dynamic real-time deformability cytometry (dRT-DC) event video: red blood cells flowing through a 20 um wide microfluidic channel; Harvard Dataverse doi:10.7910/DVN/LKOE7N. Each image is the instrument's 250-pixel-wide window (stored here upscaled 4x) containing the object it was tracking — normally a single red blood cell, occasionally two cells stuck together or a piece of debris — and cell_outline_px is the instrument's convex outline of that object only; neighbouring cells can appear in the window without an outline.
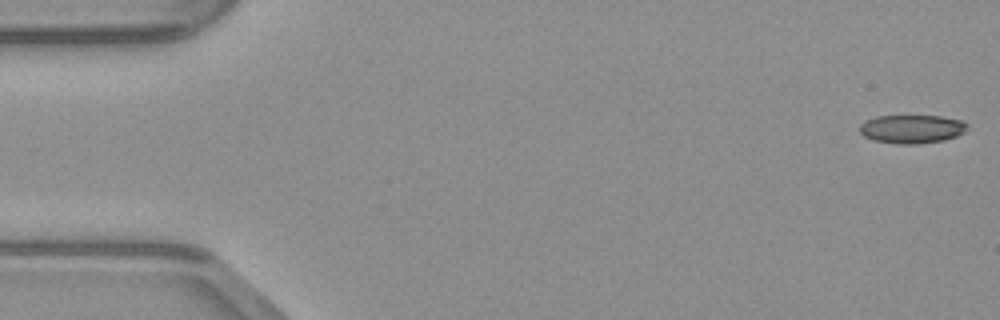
{"species": "common noctule bat (a hibernating species)", "species_latin": "Nyctalus noctula", "temperature_condition": "warm", "stored_images_in_passage": 48, "camera_frame_rate_fps": 3000, "um_per_image_px": 0.085, "animal": {"sex": "male", "body_mass_g": 23.1, "forearm_length_mm": 52.7}, "frame": {"image": 1, "passage_image": 1, "time_ms": 0.0, "image_size_px": [1000, 320], "cell_outline_px": [[968, 124], [964, 132], [956, 136], [944, 140], [916, 144], [896, 144], [872, 140], [864, 136], [860, 132], [860, 124], [864, 120], [876, 116], [940, 116], [964, 120]], "centroid_in_image_um": [77.49, 10.96], "position_along_channel_um": 7.5, "area_um2": 18.03}}
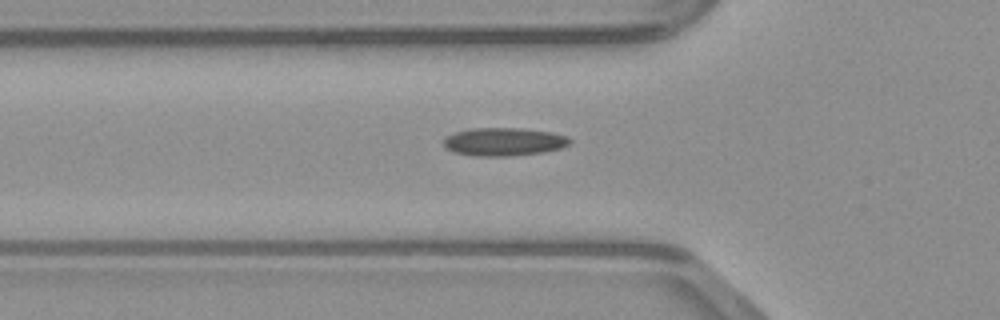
{"frame": {"image": 2, "passage_image": 16, "time_ms": 5.0, "image_size_px": [1000, 320], "cell_outline_px": [[572, 140], [568, 144], [560, 148], [544, 152], [508, 156], [476, 156], [456, 152], [448, 148], [444, 144], [444, 136], [456, 132], [472, 128], [520, 128], [552, 132], [568, 136]], "centroid_in_image_um": [42.85, 12.04], "position_along_channel_um": 82.9, "area_um2": 20.58}}
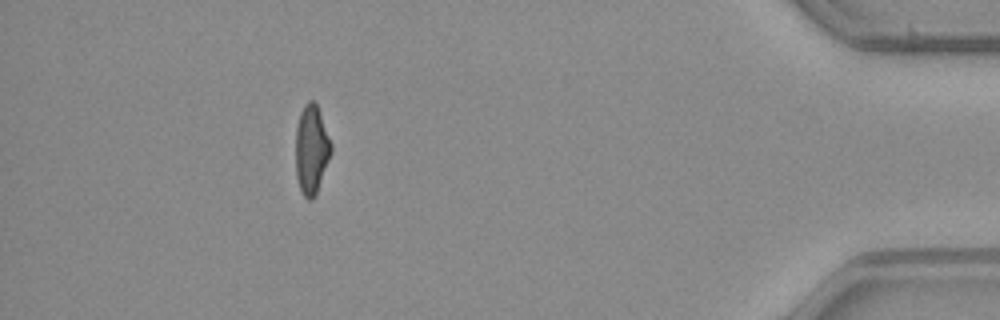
{"frame": {"image": 3, "passage_image": 43, "time_ms": 14.0, "image_size_px": [1000, 320], "cell_outline_px": [[332, 152], [316, 196], [312, 200], [308, 200], [304, 196], [300, 188], [296, 176], [296, 128], [300, 112], [304, 104], [308, 100], [312, 100], [316, 104], [332, 144]], "centroid_in_image_um": [26.48, 12.74], "position_along_channel_um": 408.7, "area_um2": 18.44}}